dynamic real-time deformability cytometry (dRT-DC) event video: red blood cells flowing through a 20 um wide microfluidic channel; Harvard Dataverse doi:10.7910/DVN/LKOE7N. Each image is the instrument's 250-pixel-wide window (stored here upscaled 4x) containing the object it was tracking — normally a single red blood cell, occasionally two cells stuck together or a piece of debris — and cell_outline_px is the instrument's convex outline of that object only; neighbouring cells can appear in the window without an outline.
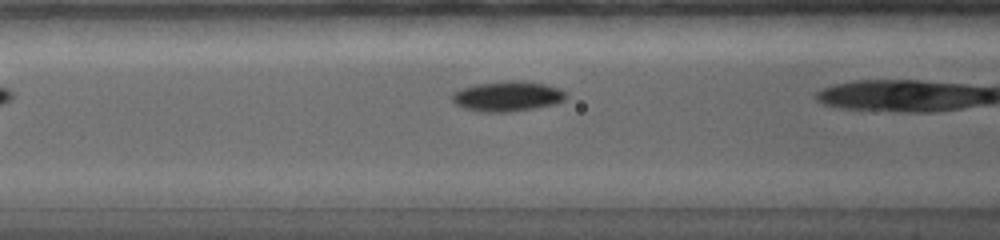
{"species": "common noctule bat (a hibernating species)", "species_latin": "Nyctalus noctula", "temperature_condition": "warm", "stored_images_in_passage": 29, "camera_frame_rate_fps": 5000, "um_per_image_px": 0.085, "animal": {"sex": "female", "body_mass_g": 19.0, "forearm_length_mm": 56.7}, "frame": {"image": 1, "passage_image": 7, "time_ms": 1.6, "image_size_px": [1000, 240], "cell_outline_px": [[568, 96], [564, 100], [556, 104], [508, 112], [480, 112], [464, 108], [456, 104], [452, 100], [452, 92], [460, 88], [476, 84], [508, 80], [524, 80], [544, 84], [556, 88], [564, 92]], "centroid_in_image_um": [43.1, 8.17], "position_along_channel_um": 123.5, "area_um2": 20.06}}
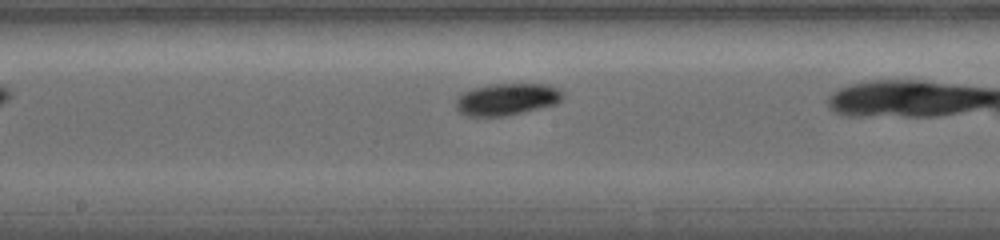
{"frame": {"image": 2, "passage_image": 15, "time_ms": 3.8, "image_size_px": [1000, 240], "cell_outline_px": [[564, 96], [556, 104], [504, 116], [472, 116], [460, 112], [456, 108], [456, 96], [472, 88], [488, 84], [548, 84], [564, 92]], "centroid_in_image_um": [43.07, 8.42], "position_along_channel_um": 205.1, "area_um2": 19.83}}
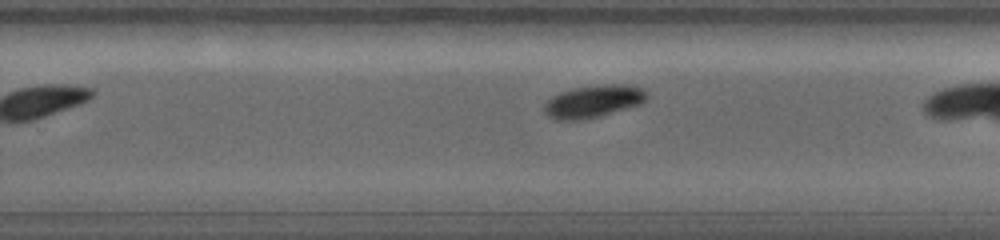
{"frame": {"image": 3, "passage_image": 23, "time_ms": 5.8, "image_size_px": [1000, 240], "cell_outline_px": [[648, 96], [640, 104], [592, 116], [552, 116], [544, 108], [548, 100], [552, 96], [560, 92], [572, 88], [596, 84], [628, 84], [644, 88], [648, 92]], "centroid_in_image_um": [50.58, 8.48], "position_along_channel_um": 279.2, "area_um2": 17.98}}